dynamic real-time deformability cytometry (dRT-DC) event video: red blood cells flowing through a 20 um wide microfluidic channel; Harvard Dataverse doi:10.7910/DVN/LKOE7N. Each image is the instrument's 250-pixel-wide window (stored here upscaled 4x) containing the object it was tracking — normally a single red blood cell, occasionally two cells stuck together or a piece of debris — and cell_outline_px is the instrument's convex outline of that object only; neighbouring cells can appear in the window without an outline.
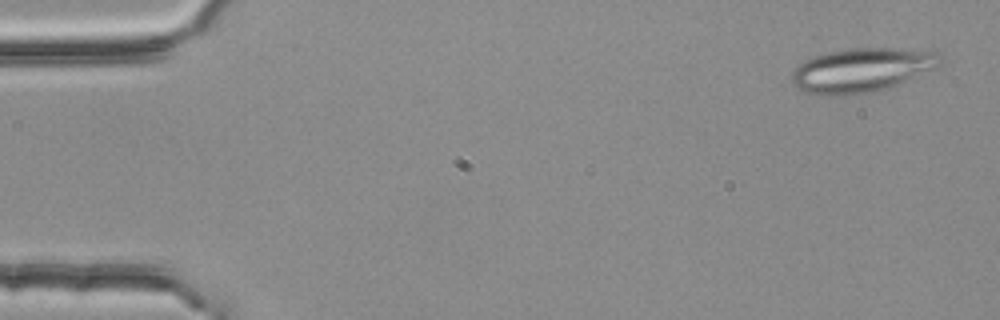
{"species": "common noctule bat (a hibernating species)", "species_latin": "Nyctalus noctula", "temperature_condition": "room temperature", "stored_images_in_passage": 5, "camera_frame_rate_fps": 3000, "um_per_image_px": 0.085, "animal": {"sex": "female", "body_mass_g": 25.1}, "frame": {"image": 1, "passage_image": 1, "time_ms": 0.0, "image_size_px": [1000, 320], "cell_outline_px": [[940, 68], [880, 92], [852, 96], [816, 96], [804, 92], [796, 88], [792, 84], [792, 68], [804, 60], [828, 52], [852, 48], [896, 48], [936, 52], [940, 64]], "centroid_in_image_um": [73.22, 6.01], "position_along_channel_um": 11.8, "area_um2": 39.19}}